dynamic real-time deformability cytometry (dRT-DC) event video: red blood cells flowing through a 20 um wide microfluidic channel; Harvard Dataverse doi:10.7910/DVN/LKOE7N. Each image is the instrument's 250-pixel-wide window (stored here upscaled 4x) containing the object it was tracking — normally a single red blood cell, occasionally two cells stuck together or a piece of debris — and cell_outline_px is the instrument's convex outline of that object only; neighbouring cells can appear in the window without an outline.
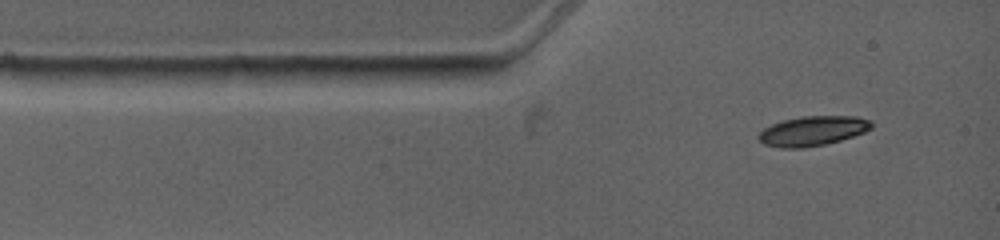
{"species": "common noctule bat (a hibernating species)", "species_latin": "Nyctalus noctula", "temperature_condition": "warm", "stored_images_in_passage": 3, "camera_frame_rate_fps": 4500, "um_per_image_px": 0.085, "animal": {"sex": "female", "body_mass_g": 19.0, "forearm_length_mm": 53.3}, "frame": {"image": 1, "passage_image": 1, "time_ms": 0.0, "image_size_px": [1000, 240], "cell_outline_px": [[872, 128], [864, 132], [840, 140], [824, 144], [804, 148], [780, 148], [764, 144], [756, 136], [764, 128], [772, 124], [784, 120], [804, 116], [856, 116], [872, 120]], "centroid_in_image_um": [69.08, 11.13], "position_along_channel_um": 15.9, "area_um2": 19.48}}
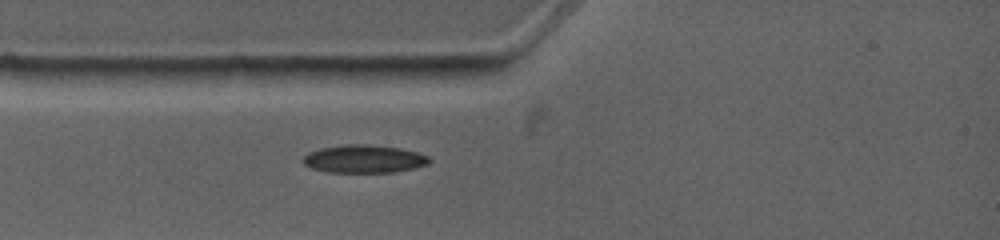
{"frame": {"image": 2, "passage_image": 3, "time_ms": 1.556, "image_size_px": [1000, 240], "cell_outline_px": [[432, 160], [428, 164], [412, 168], [392, 172], [328, 172], [312, 168], [304, 164], [300, 160], [308, 152], [320, 148], [344, 144], [368, 144], [400, 148], [416, 152], [428, 156]], "centroid_in_image_um": [30.91, 13.5], "position_along_channel_um": 54.1, "area_um2": 20.58}}